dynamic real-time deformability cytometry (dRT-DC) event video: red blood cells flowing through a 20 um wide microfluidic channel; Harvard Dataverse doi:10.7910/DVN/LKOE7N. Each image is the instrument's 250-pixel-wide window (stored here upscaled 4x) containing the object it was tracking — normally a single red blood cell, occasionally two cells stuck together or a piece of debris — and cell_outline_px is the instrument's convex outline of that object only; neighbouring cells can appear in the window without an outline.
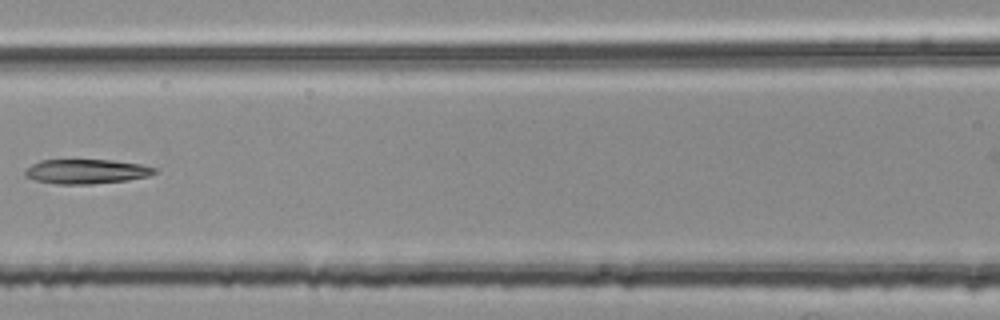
{"species": "common noctule bat (a hibernating species)", "species_latin": "Nyctalus noctula", "temperature_condition": "room temperature", "stored_images_in_passage": 4, "camera_frame_rate_fps": 3000, "um_per_image_px": 0.085, "animal": {"sex": "female", "body_mass_g": 25.1}, "frame": {"image": 1, "passage_image": 4, "time_ms": 1.0, "image_size_px": [1000, 320], "cell_outline_px": [[160, 172], [148, 176], [128, 180], [92, 184], [56, 184], [36, 180], [24, 176], [24, 168], [40, 160], [112, 160], [140, 164], [160, 168]], "centroid_in_image_um": [7.37, 14.57], "position_along_channel_um": 159.2, "area_um2": 18.79}}